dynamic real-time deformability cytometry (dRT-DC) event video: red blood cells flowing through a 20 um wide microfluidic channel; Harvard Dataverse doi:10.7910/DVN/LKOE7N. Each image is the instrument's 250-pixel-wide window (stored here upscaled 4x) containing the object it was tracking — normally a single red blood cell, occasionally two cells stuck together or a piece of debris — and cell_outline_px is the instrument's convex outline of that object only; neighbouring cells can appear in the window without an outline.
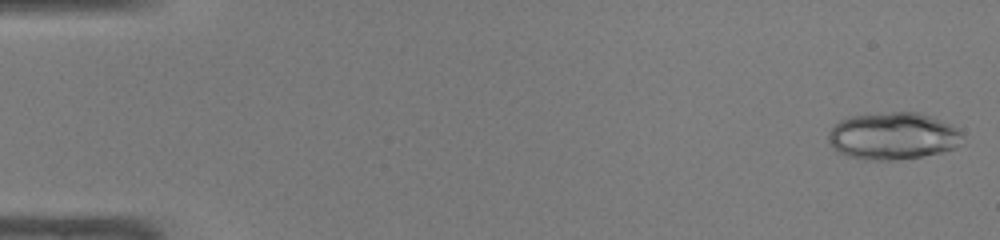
{"species": "common noctule bat (a hibernating species)", "species_latin": "Nyctalus noctula", "temperature_condition": "warm", "stored_images_in_passage": 47, "camera_frame_rate_fps": 3000, "um_per_image_px": 0.085, "animal": {"sex": "male", "body_mass_g": 19.0, "forearm_length_mm": 50.8}, "frame": {"image": 1, "passage_image": 1, "time_ms": 0.0, "image_size_px": [1000, 240], "cell_outline_px": [[964, 144], [956, 148], [940, 152], [920, 156], [896, 160], [864, 160], [848, 156], [836, 152], [832, 148], [828, 140], [828, 132], [840, 120], [848, 116], [892, 112], [916, 112], [940, 120], [956, 128], [964, 136]], "centroid_in_image_um": [75.89, 11.58], "position_along_channel_um": 9.1, "area_um2": 37.05}}
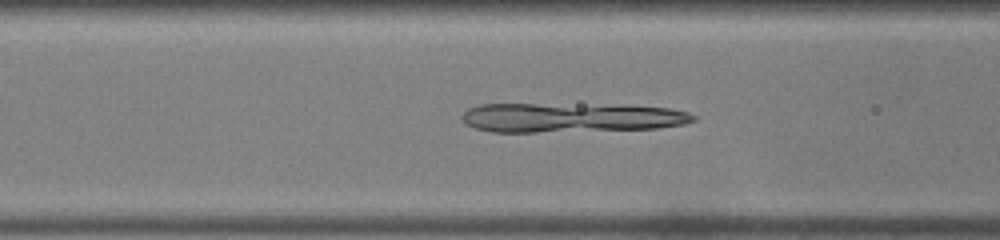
{"frame": {"image": 2, "passage_image": 19, "time_ms": 6.0, "image_size_px": [1000, 240], "cell_outline_px": [[696, 120], [684, 124], [656, 128], [536, 132], [492, 132], [476, 128], [468, 124], [460, 116], [468, 108], [480, 104], [536, 104], [672, 108], [688, 112], [696, 116]], "centroid_in_image_um": [48.47, 10.01], "position_along_channel_um": 118.1, "area_um2": 38.78}}
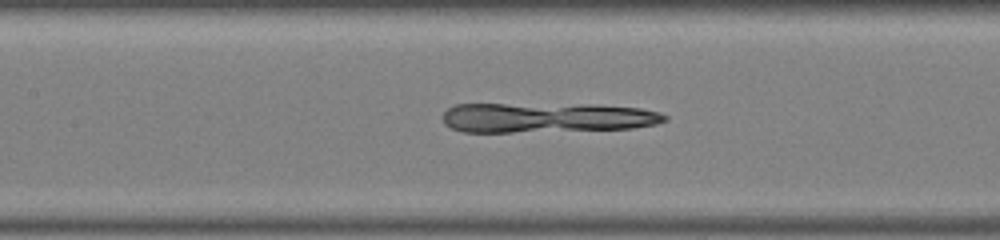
{"frame": {"image": 3, "passage_image": 22, "time_ms": 7.0, "image_size_px": [1000, 240], "cell_outline_px": [[668, 120], [656, 124], [632, 128], [512, 132], [464, 132], [452, 128], [444, 124], [444, 112], [448, 108], [456, 104], [504, 104], [640, 108], [660, 112], [668, 116]], "centroid_in_image_um": [46.39, 10.02], "position_along_channel_um": 161.0, "area_um2": 37.45}}